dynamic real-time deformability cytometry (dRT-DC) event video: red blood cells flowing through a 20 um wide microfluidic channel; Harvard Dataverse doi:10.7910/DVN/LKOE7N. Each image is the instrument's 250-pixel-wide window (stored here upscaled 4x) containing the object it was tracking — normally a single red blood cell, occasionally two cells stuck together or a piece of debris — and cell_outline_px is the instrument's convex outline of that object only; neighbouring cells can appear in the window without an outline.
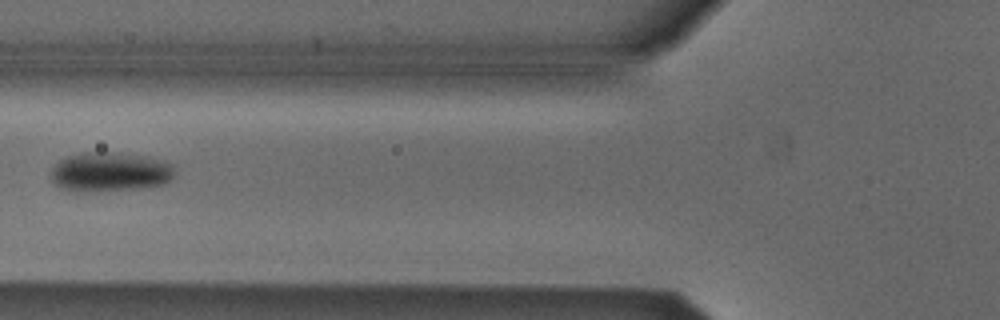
{"species": "Egyptian fruit bat (a non-hibernating species)", "species_latin": "Rousettus aegyptiacus", "temperature_condition": "cold", "stored_images_in_passage": 6, "camera_frame_rate_fps": 3000, "um_per_image_px": 0.085, "animal": {"sex": "male"}, "frame": {"image": 1, "passage_image": 6, "time_ms": 1.667, "image_size_px": [1000, 320], "cell_outline_px": [[172, 180], [164, 184], [140, 188], [76, 192], [60, 188], [52, 184], [52, 168], [64, 156], [80, 152], [120, 152], [144, 156], [164, 160], [172, 164]], "centroid_in_image_um": [9.31, 14.6], "position_along_channel_um": 116.5, "area_um2": 28.67}}